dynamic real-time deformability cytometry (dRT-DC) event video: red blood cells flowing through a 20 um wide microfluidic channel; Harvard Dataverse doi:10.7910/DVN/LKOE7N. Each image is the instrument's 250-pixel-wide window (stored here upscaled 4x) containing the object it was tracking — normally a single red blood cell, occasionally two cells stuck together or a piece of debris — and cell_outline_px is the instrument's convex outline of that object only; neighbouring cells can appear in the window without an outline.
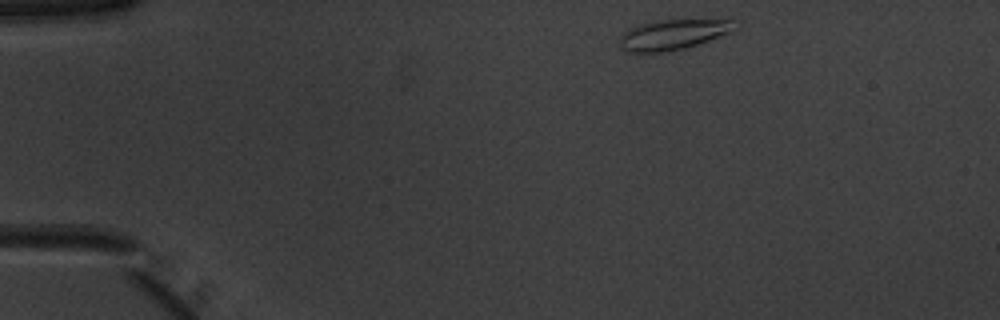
{"species": "common noctule bat (a hibernating species)", "species_latin": "Nyctalus noctula", "temperature_condition": "warm", "stored_images_in_passage": 44, "camera_frame_rate_fps": 3000, "um_per_image_px": 0.085, "animal": {"sex": "male", "body_mass_g": 20.1, "forearm_length_mm": 53.5}, "frame": {"image": 1, "passage_image": 1, "time_ms": 0.0, "image_size_px": [1000, 320], "cell_outline_px": [[740, 24], [732, 32], [684, 48], [668, 52], [624, 52], [620, 44], [620, 36], [624, 32], [632, 28], [656, 20], [732, 16]], "centroid_in_image_um": [57.4, 2.87], "position_along_channel_um": 27.6, "area_um2": 21.27}}
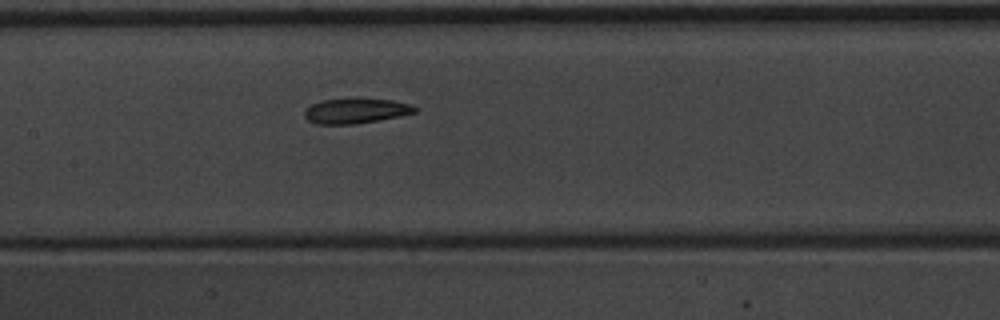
{"frame": {"image": 2, "passage_image": 18, "time_ms": 5.667, "image_size_px": [1000, 320], "cell_outline_px": [[416, 112], [400, 116], [356, 124], [316, 124], [308, 120], [304, 116], [304, 112], [312, 104], [320, 100], [392, 100], [412, 104], [416, 108]], "centroid_in_image_um": [30.24, 9.45], "position_along_channel_um": 177.2, "area_um2": 15.66}}
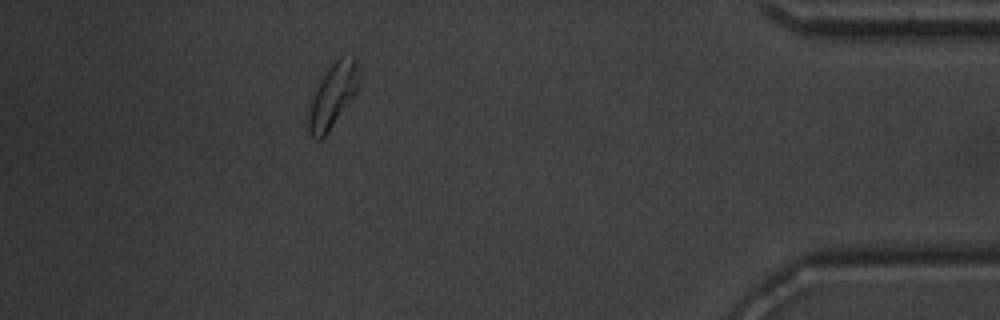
{"frame": {"image": 3, "passage_image": 39, "time_ms": 12.667, "image_size_px": [1000, 320], "cell_outline_px": [[356, 92], [328, 132], [320, 140], [316, 140], [308, 132], [308, 112], [316, 88], [328, 68], [340, 56], [352, 56], [356, 60]], "centroid_in_image_um": [28.23, 8.17], "position_along_channel_um": 407.0, "area_um2": 17.98}, "authors_computed_cell_mechanics": {"area_um2": 16.9643, "velocity_mm_per_s": 3.92, "shape_relaxation_time_tau1_ms": 4.7734, "shape_relaxation_time_tau2_ms": 2.3438, "deformation_change_tau1": 0.1651, "deformation_change_tau2": 0.0777}}